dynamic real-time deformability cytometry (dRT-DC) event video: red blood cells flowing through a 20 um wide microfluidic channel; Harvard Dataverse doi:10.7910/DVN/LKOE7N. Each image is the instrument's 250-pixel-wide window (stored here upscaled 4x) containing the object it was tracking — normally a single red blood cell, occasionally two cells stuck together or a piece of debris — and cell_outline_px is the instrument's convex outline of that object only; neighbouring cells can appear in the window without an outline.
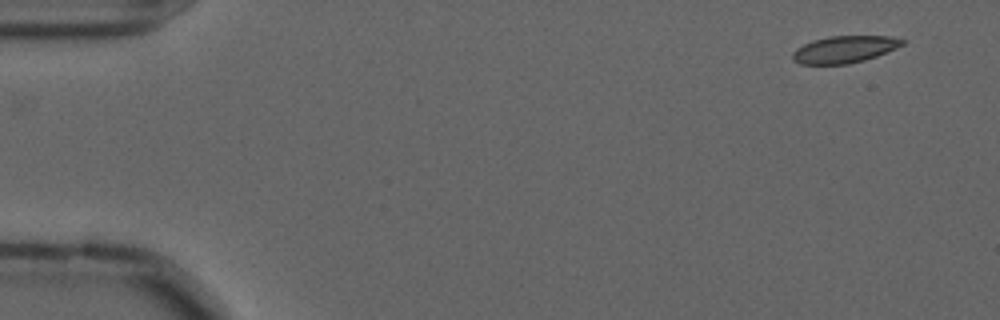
{"species": "common noctule bat (a hibernating species)", "species_latin": "Nyctalus noctula", "temperature_condition": "cold", "stored_images_in_passage": 52, "camera_frame_rate_fps": 3000, "um_per_image_px": 0.085, "animal": {"sex": "male", "forearm_length_mm": 52.5}, "frame": {"image": 1, "passage_image": 1, "time_ms": 0.0, "image_size_px": [1000, 320], "cell_outline_px": [[908, 40], [904, 44], [896, 48], [876, 56], [864, 60], [848, 64], [800, 64], [792, 60], [792, 52], [796, 48], [812, 40], [828, 36], [888, 36]], "centroid_in_image_um": [71.76, 4.19], "position_along_channel_um": 13.2, "area_um2": 17.34}}
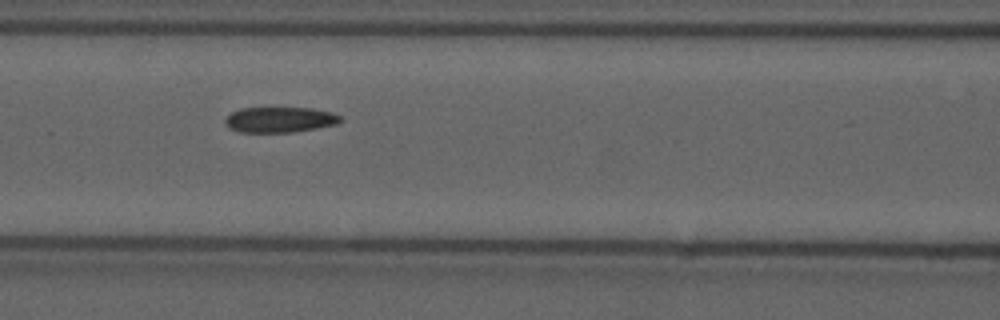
{"frame": {"image": 2, "passage_image": 22, "time_ms": 7.0, "image_size_px": [1000, 320], "cell_outline_px": [[344, 120], [336, 124], [316, 128], [292, 132], [240, 132], [228, 128], [224, 124], [224, 120], [232, 112], [240, 108], [312, 108], [332, 112], [340, 116]], "centroid_in_image_um": [23.77, 10.17], "position_along_channel_um": 142.8, "area_um2": 17.17}}
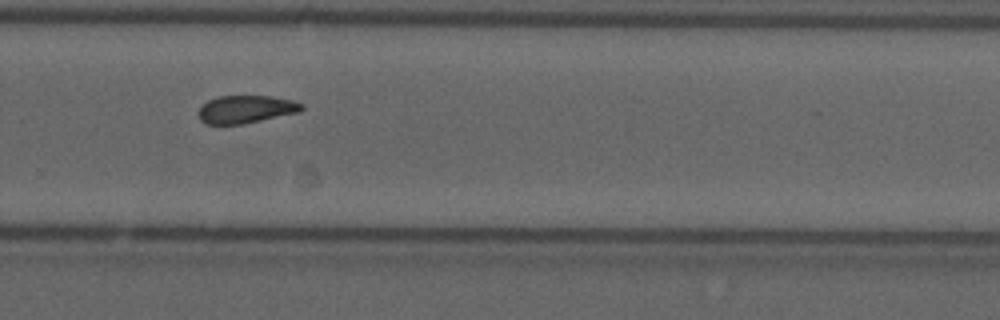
{"frame": {"image": 3, "passage_image": 36, "time_ms": 11.667, "image_size_px": [1000, 320], "cell_outline_px": [[304, 108], [300, 112], [244, 124], [204, 124], [200, 120], [200, 108], [208, 100], [216, 96], [272, 96], [292, 100], [304, 104]], "centroid_in_image_um": [20.94, 9.29], "position_along_channel_um": 308.9, "area_um2": 16.76}}